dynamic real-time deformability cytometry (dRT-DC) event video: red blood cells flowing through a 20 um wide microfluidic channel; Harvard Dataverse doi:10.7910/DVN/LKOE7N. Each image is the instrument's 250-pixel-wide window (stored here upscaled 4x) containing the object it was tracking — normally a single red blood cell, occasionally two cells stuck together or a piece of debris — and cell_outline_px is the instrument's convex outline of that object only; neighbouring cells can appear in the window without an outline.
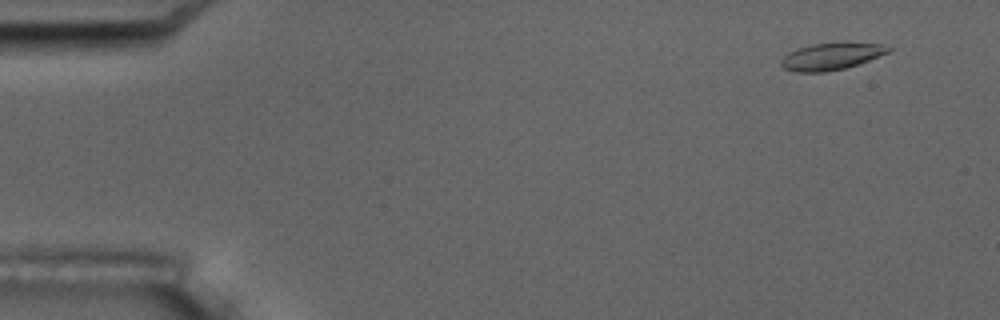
{"species": "common noctule bat (a hibernating species)", "species_latin": "Nyctalus noctula", "temperature_condition": "room temperature", "stored_images_in_passage": 5, "camera_frame_rate_fps": 3000, "um_per_image_px": 0.085, "animal": {"sex": "male", "body_mass_g": 17.5, "forearm_length_mm": 52.3}, "frame": {"image": 1, "passage_image": 2, "time_ms": 1.0, "image_size_px": [1000, 320], "cell_outline_px": [[892, 48], [888, 52], [860, 64], [844, 68], [824, 72], [796, 72], [784, 68], [780, 64], [780, 60], [788, 52], [796, 48], [812, 44], [880, 44]], "centroid_in_image_um": [70.59, 4.82], "position_along_channel_um": 14.4, "area_um2": 16.42}}